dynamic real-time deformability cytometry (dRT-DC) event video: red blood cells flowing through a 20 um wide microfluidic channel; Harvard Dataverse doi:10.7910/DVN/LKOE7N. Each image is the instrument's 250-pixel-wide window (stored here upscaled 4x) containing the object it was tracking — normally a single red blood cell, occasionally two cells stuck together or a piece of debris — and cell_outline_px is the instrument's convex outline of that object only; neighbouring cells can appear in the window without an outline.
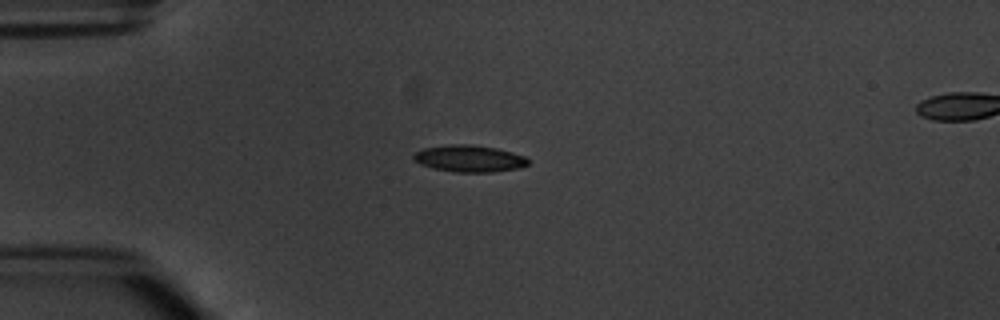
{"species": "common noctule bat (a hibernating species)", "species_latin": "Nyctalus noctula", "temperature_condition": "warm", "stored_images_in_passage": 4, "camera_frame_rate_fps": 3000, "um_per_image_px": 0.085, "animal": {"sex": "male", "body_mass_g": 20.1, "forearm_length_mm": 53.5}, "frame": {"image": 1, "passage_image": 1, "time_ms": 0.0, "image_size_px": [1000, 320], "cell_outline_px": [[528, 164], [520, 168], [492, 172], [456, 172], [432, 168], [420, 164], [412, 160], [412, 156], [416, 152], [424, 148], [452, 144], [468, 144], [496, 148], [512, 152], [524, 156], [528, 160]], "centroid_in_image_um": [39.87, 13.48], "position_along_channel_um": 45.1, "area_um2": 17.86}}